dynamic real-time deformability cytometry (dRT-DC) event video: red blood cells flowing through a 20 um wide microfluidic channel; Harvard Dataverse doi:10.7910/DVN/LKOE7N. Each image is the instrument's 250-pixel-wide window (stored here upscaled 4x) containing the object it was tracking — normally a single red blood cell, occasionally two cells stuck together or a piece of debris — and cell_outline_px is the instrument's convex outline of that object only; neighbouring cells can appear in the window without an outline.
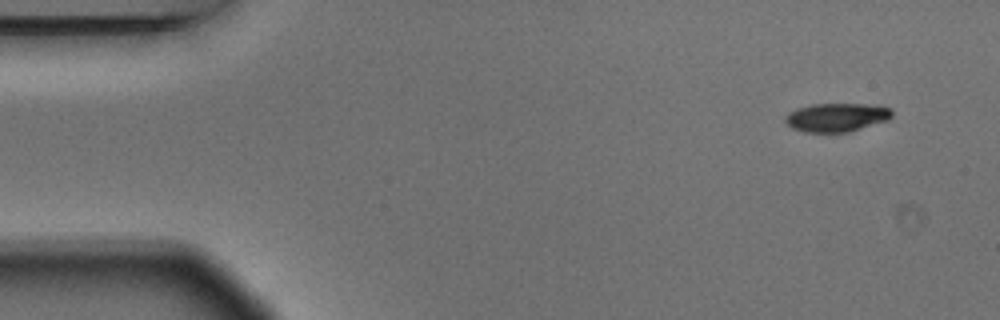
{"species": "Egyptian fruit bat (a non-hibernating species)", "species_latin": "Rousettus aegyptiacus", "temperature_condition": "warm", "stored_images_in_passage": 4, "camera_frame_rate_fps": 3000, "um_per_image_px": 0.085, "animal": {"sex": "male"}, "frame": {"image": 1, "passage_image": 1, "time_ms": 0.0, "image_size_px": [1000, 320], "cell_outline_px": [[892, 116], [888, 120], [848, 132], [804, 132], [792, 128], [784, 120], [784, 116], [788, 112], [796, 108], [812, 104], [880, 104], [892, 108]], "centroid_in_image_um": [71.12, 9.96], "position_along_channel_um": 13.9, "area_um2": 18.03}}
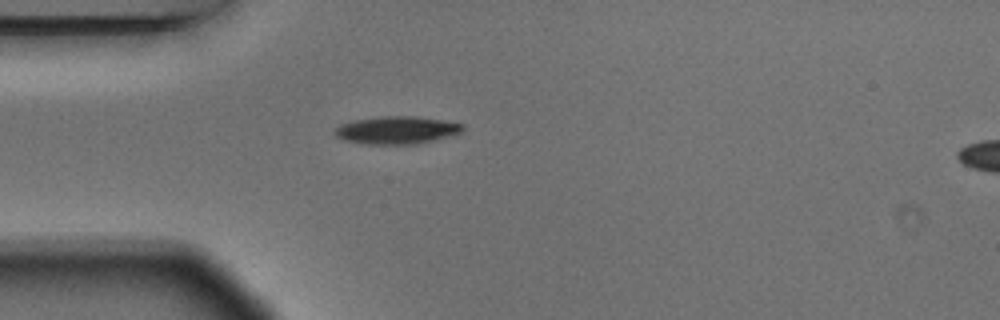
{"frame": {"image": 2, "passage_image": 4, "time_ms": 1.0, "image_size_px": [1000, 320], "cell_outline_px": [[464, 128], [460, 132], [452, 136], [416, 144], [368, 144], [348, 140], [336, 136], [336, 128], [340, 124], [356, 120], [380, 116], [416, 116], [464, 124]], "centroid_in_image_um": [33.77, 11.05], "position_along_channel_um": 51.2, "area_um2": 20.35}}